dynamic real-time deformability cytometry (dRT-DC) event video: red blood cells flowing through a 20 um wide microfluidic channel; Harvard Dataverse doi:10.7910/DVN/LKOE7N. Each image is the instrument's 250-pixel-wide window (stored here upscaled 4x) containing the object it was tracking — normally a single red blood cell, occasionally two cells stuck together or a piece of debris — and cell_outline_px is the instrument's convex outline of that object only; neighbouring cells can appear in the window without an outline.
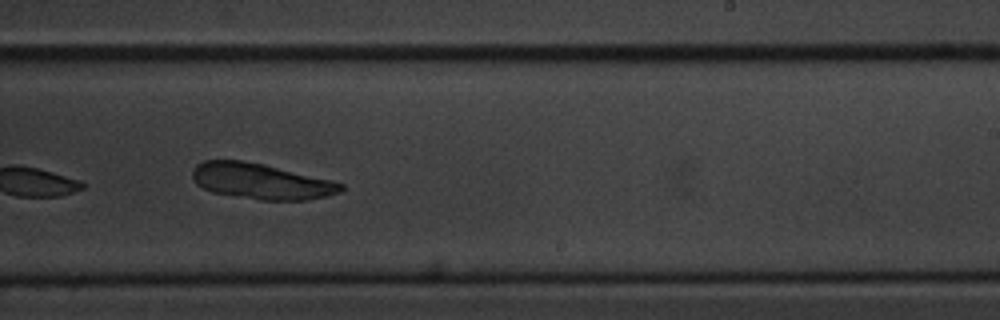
{"species": "common noctule bat (a hibernating species)", "species_latin": "Nyctalus noctula", "temperature_condition": "cold", "stored_images_in_passage": 11, "camera_frame_rate_fps": 3000, "um_per_image_px": 0.085, "animal": {"sex": "male", "body_mass_g": 20.1, "forearm_length_mm": 53.5}, "frame": {"image": 1, "passage_image": 10, "time_ms": 11.0, "image_size_px": [1000, 320], "cell_outline_px": [[344, 188], [340, 192], [328, 196], [308, 200], [260, 200], [212, 192], [196, 184], [192, 176], [192, 168], [196, 164], [204, 160], [244, 160], [264, 164], [344, 184]], "centroid_in_image_um": [22.15, 15.41], "position_along_channel_um": 266.8, "area_um2": 30.81}}